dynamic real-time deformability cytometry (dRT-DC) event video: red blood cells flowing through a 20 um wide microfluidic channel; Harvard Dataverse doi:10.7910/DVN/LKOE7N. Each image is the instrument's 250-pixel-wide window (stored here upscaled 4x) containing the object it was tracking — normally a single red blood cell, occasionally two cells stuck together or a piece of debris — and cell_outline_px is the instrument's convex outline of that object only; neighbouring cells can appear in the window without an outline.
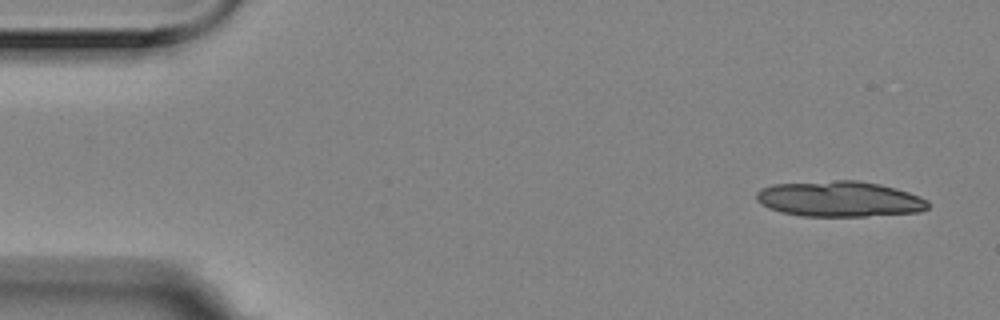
{"species": "Egyptian fruit bat (a non-hibernating species)", "species_latin": "Rousettus aegyptiacus", "temperature_condition": "room temperature", "stored_images_in_passage": 3, "camera_frame_rate_fps": 3000, "um_per_image_px": 0.085, "animal": {"sex": "female"}, "frame": {"image": 1, "passage_image": 1, "time_ms": 0.0, "image_size_px": [1000, 320], "cell_outline_px": [[928, 208], [920, 212], [864, 216], [800, 216], [780, 212], [768, 208], [756, 200], [756, 192], [760, 188], [772, 184], [836, 180], [860, 180], [880, 184], [896, 188], [920, 196], [928, 200]], "centroid_in_image_um": [71.34, 16.91], "position_along_channel_um": 13.7, "area_um2": 35.89}}